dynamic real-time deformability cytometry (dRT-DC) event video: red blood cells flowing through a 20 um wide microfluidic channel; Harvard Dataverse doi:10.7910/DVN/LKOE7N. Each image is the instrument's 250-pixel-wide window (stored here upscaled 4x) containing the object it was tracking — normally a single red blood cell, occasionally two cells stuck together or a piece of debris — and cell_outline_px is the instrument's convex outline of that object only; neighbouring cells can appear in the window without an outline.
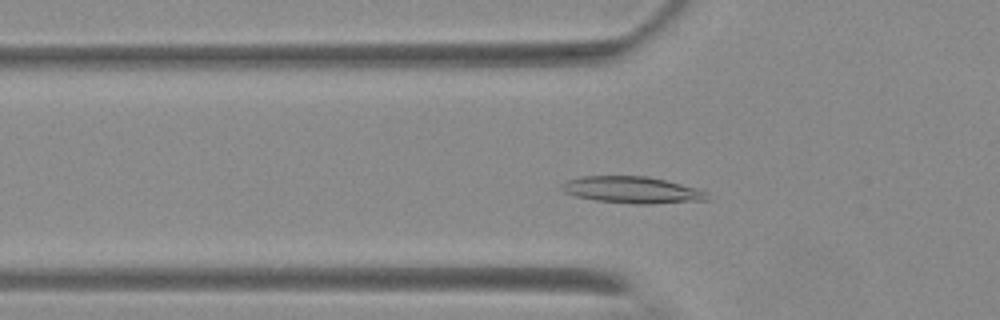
{"species": "Egyptian fruit bat (a non-hibernating species)", "species_latin": "Rousettus aegyptiacus", "temperature_condition": "warm", "stored_images_in_passage": 52, "camera_frame_rate_fps": 3000, "um_per_image_px": 0.085, "animal": {"sex": "female"}, "frame": {"image": 1, "passage_image": 14, "time_ms": 4.333, "image_size_px": [1000, 320], "cell_outline_px": [[712, 200], [648, 204], [632, 204], [596, 200], [576, 196], [564, 192], [560, 188], [560, 184], [564, 180], [584, 176], [648, 176], [696, 188], [708, 192]], "centroid_in_image_um": [53.74, 16.15], "position_along_channel_um": 72.1, "area_um2": 22.83}}
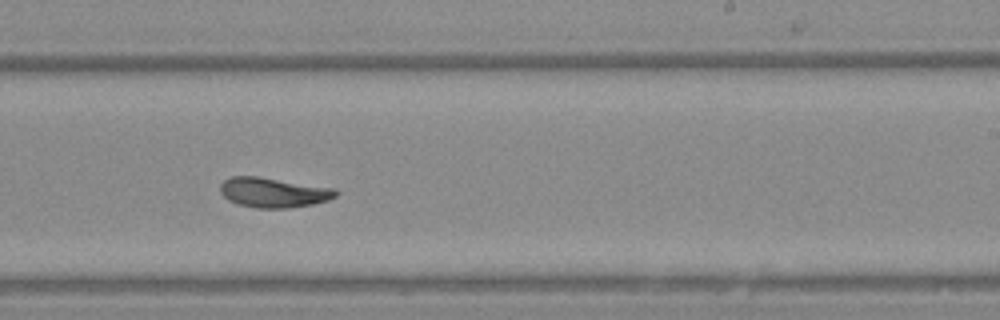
{"frame": {"image": 2, "passage_image": 30, "time_ms": 9.667, "image_size_px": [1000, 320], "cell_outline_px": [[340, 192], [336, 196], [328, 200], [312, 204], [288, 208], [256, 208], [236, 204], [228, 200], [220, 192], [220, 184], [224, 180], [232, 176], [256, 176], [336, 188]], "centroid_in_image_um": [23.24, 16.36], "position_along_channel_um": 265.8, "area_um2": 20.23}}
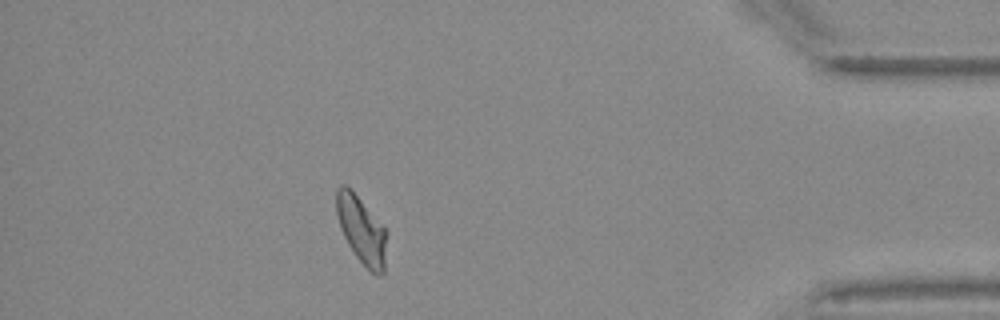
{"frame": {"image": 3, "passage_image": 45, "time_ms": 14.667, "image_size_px": [1000, 320], "cell_outline_px": [[384, 272], [380, 276], [376, 276], [356, 256], [348, 244], [340, 228], [336, 212], [336, 188], [340, 184], [344, 184], [352, 188], [384, 228]], "centroid_in_image_um": [30.66, 19.48], "position_along_channel_um": 404.5, "area_um2": 19.25}}